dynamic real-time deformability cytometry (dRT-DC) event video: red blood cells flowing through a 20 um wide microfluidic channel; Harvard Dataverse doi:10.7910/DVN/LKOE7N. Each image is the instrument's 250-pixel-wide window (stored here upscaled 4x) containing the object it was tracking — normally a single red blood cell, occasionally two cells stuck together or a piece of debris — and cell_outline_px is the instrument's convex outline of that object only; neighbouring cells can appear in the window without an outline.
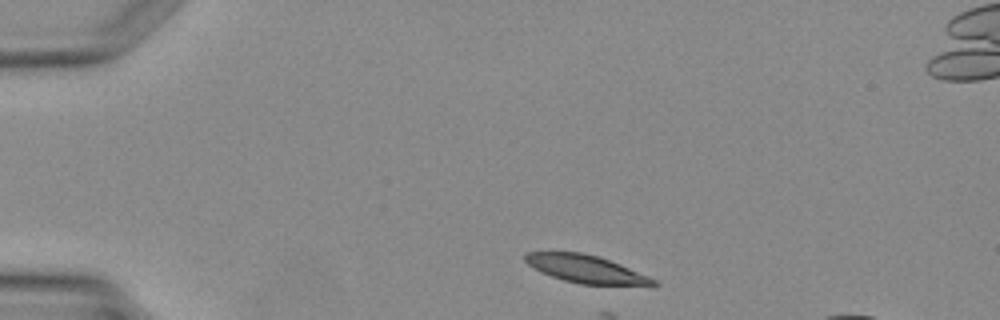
{"species": "Egyptian fruit bat (a non-hibernating species)", "species_latin": "Rousettus aegyptiacus", "temperature_condition": "warm", "stored_images_in_passage": 4, "camera_frame_rate_fps": 3000, "um_per_image_px": 0.085, "animal": {"sex": "female"}, "frame": {"image": 1, "passage_image": 4, "time_ms": 3.667, "image_size_px": [1000, 320], "cell_outline_px": [[660, 284], [656, 288], [580, 284], [564, 280], [552, 276], [528, 264], [524, 260], [524, 252], [580, 252], [600, 256], [620, 264], [648, 276], [656, 280]], "centroid_in_image_um": [49.97, 22.91], "position_along_channel_um": 35.0, "area_um2": 21.33}}